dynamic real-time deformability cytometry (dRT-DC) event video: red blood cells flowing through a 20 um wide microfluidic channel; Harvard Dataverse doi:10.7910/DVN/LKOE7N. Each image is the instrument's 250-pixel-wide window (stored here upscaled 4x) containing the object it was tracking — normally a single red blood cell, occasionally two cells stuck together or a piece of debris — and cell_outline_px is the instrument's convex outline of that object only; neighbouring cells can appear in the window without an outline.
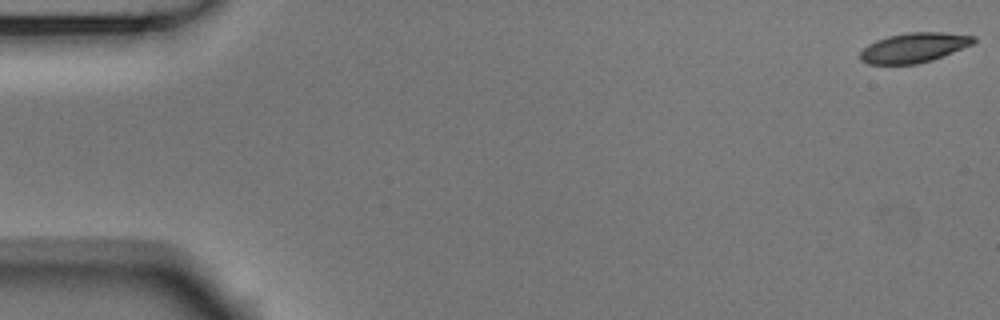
{"species": "Egyptian fruit bat (a non-hibernating species)", "species_latin": "Rousettus aegyptiacus", "temperature_condition": "room temperature", "stored_images_in_passage": 54, "camera_frame_rate_fps": 3000, "um_per_image_px": 0.085, "animal": {"sex": "male"}, "frame": {"image": 1, "passage_image": 1, "time_ms": 0.0, "image_size_px": [1000, 320], "cell_outline_px": [[976, 40], [972, 44], [932, 60], [916, 64], [868, 64], [860, 60], [860, 52], [868, 44], [876, 40], [888, 36], [908, 32], [944, 32], [976, 36]], "centroid_in_image_um": [77.67, 4.04], "position_along_channel_um": 7.3, "area_um2": 19.59}}
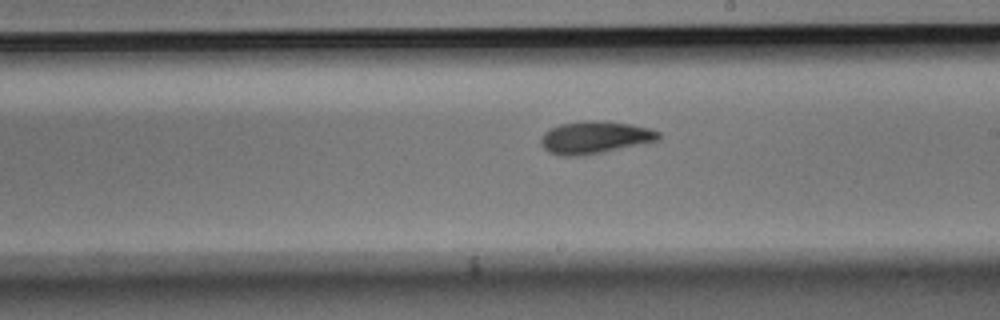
{"frame": {"image": 2, "passage_image": 31, "time_ms": 10.0, "image_size_px": [1000, 320], "cell_outline_px": [[660, 140], [584, 156], [560, 156], [548, 152], [540, 144], [540, 136], [544, 132], [560, 124], [584, 120], [604, 120], [632, 124], [648, 128], [660, 132]], "centroid_in_image_um": [50.54, 11.68], "position_along_channel_um": 238.5, "area_um2": 22.54}}
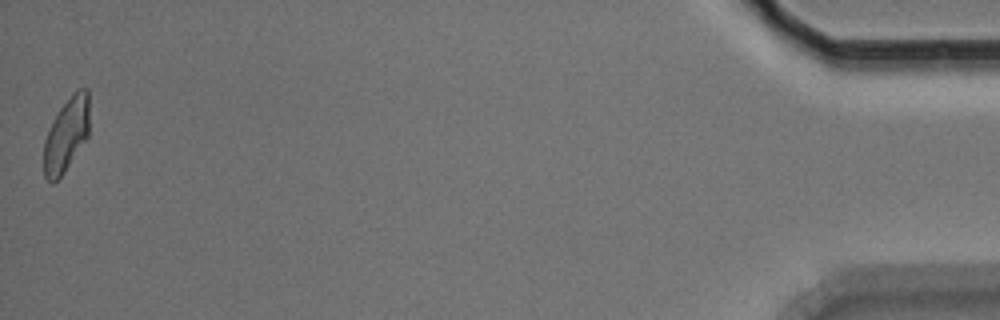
{"frame": {"image": 3, "passage_image": 54, "time_ms": 17.667, "image_size_px": [1000, 320], "cell_outline_px": [[88, 136], [64, 172], [52, 184], [44, 176], [44, 140], [52, 120], [60, 108], [72, 92], [80, 88], [88, 88]], "centroid_in_image_um": [5.62, 11.43], "position_along_channel_um": 429.6, "area_um2": 19.48}, "authors_computed_cell_mechanics": {"area_um2": 20.7791, "velocity_mm_per_s": 3.7313, "shape_relaxation_time_tau1_ms": 5.5677, "shape_relaxation_time_tau2_ms": 3.7615, "deformation_change_tau1": 0.1546, "deformation_change_tau2": 0.1008}}